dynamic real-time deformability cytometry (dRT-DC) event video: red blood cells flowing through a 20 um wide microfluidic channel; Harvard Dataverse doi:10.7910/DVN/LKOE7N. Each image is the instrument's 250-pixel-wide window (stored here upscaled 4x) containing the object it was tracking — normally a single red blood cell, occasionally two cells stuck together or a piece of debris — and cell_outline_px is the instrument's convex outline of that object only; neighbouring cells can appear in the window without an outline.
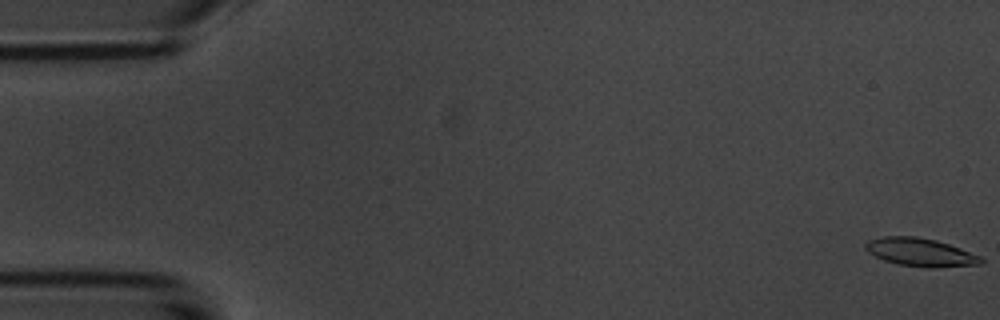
{"species": "common noctule bat (a hibernating species)", "species_latin": "Nyctalus noctula", "temperature_condition": "room temperature", "stored_images_in_passage": 55, "camera_frame_rate_fps": 3000, "um_per_image_px": 0.085, "animal": {"sex": "male", "body_mass_g": 20.1, "forearm_length_mm": 53.5}, "frame": {"image": 1, "passage_image": 1, "time_ms": 0.0, "image_size_px": [1000, 320], "cell_outline_px": [[984, 260], [980, 264], [932, 268], [928, 268], [900, 264], [884, 260], [868, 252], [864, 248], [864, 244], [868, 240], [880, 236], [916, 236], [936, 240], [960, 248], [980, 256]], "centroid_in_image_um": [78.2, 21.43], "position_along_channel_um": 6.8, "area_um2": 18.9}}
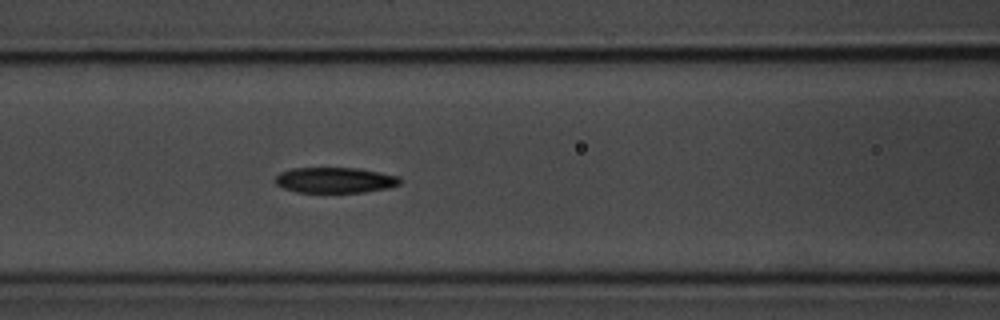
{"frame": {"image": 2, "passage_image": 23, "time_ms": 7.333, "image_size_px": [1000, 320], "cell_outline_px": [[404, 180], [400, 184], [388, 188], [364, 192], [296, 192], [284, 188], [276, 184], [276, 176], [280, 172], [292, 168], [356, 168], [380, 172], [400, 176]], "centroid_in_image_um": [28.52, 15.31], "position_along_channel_um": 138.1, "area_um2": 18.67}}
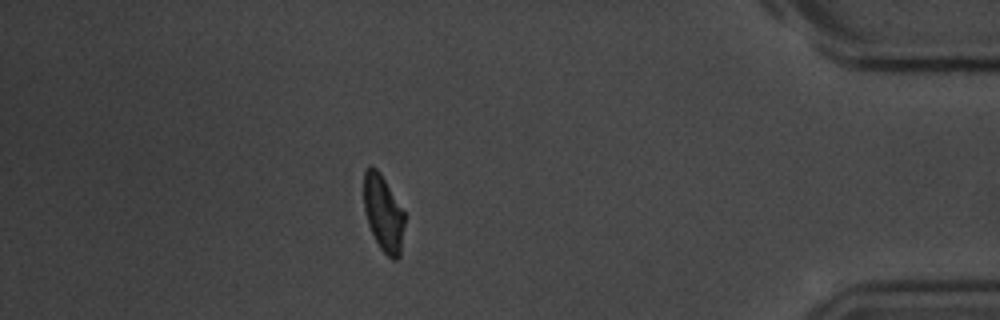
{"frame": {"image": 3, "passage_image": 48, "time_ms": 15.667, "image_size_px": [1000, 320], "cell_outline_px": [[404, 224], [400, 256], [396, 260], [392, 260], [380, 248], [368, 224], [364, 208], [364, 172], [368, 164], [372, 164], [380, 172], [404, 212]], "centroid_in_image_um": [32.57, 18.1], "position_along_channel_um": 402.6, "area_um2": 18.03}, "authors_computed_cell_mechanics": {"area_um2": 19.0162, "velocity_mm_per_s": 3.7042, "shape_relaxation_time_tau1_ms": 4.1407, "shape_relaxation_time_tau2_ms": 2.6945, "deformation_change_tau1": 0.1521, "deformation_change_tau2": 0.0913}}